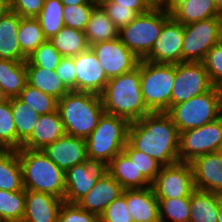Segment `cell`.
I'll return each instance as SVG.
<instances>
[{"label":"cell","mask_w":222,"mask_h":222,"mask_svg":"<svg viewBox=\"0 0 222 222\" xmlns=\"http://www.w3.org/2000/svg\"><path fill=\"white\" fill-rule=\"evenodd\" d=\"M55 72L70 91H76V72L73 57H62Z\"/></svg>","instance_id":"cell-46"},{"label":"cell","mask_w":222,"mask_h":222,"mask_svg":"<svg viewBox=\"0 0 222 222\" xmlns=\"http://www.w3.org/2000/svg\"><path fill=\"white\" fill-rule=\"evenodd\" d=\"M49 40L63 57L76 56L90 47L83 31L67 26Z\"/></svg>","instance_id":"cell-31"},{"label":"cell","mask_w":222,"mask_h":222,"mask_svg":"<svg viewBox=\"0 0 222 222\" xmlns=\"http://www.w3.org/2000/svg\"><path fill=\"white\" fill-rule=\"evenodd\" d=\"M76 74V91L100 95L109 81L99 60L89 47L73 56Z\"/></svg>","instance_id":"cell-16"},{"label":"cell","mask_w":222,"mask_h":222,"mask_svg":"<svg viewBox=\"0 0 222 222\" xmlns=\"http://www.w3.org/2000/svg\"><path fill=\"white\" fill-rule=\"evenodd\" d=\"M101 7L119 30L128 25L138 15L128 7L117 6L115 2H106Z\"/></svg>","instance_id":"cell-45"},{"label":"cell","mask_w":222,"mask_h":222,"mask_svg":"<svg viewBox=\"0 0 222 222\" xmlns=\"http://www.w3.org/2000/svg\"><path fill=\"white\" fill-rule=\"evenodd\" d=\"M175 80V64L140 60V85L144 103L153 112H167Z\"/></svg>","instance_id":"cell-7"},{"label":"cell","mask_w":222,"mask_h":222,"mask_svg":"<svg viewBox=\"0 0 222 222\" xmlns=\"http://www.w3.org/2000/svg\"><path fill=\"white\" fill-rule=\"evenodd\" d=\"M25 211V189L0 190V222H22Z\"/></svg>","instance_id":"cell-35"},{"label":"cell","mask_w":222,"mask_h":222,"mask_svg":"<svg viewBox=\"0 0 222 222\" xmlns=\"http://www.w3.org/2000/svg\"><path fill=\"white\" fill-rule=\"evenodd\" d=\"M46 40L37 18L21 17L18 41L20 49L26 57L31 55Z\"/></svg>","instance_id":"cell-34"},{"label":"cell","mask_w":222,"mask_h":222,"mask_svg":"<svg viewBox=\"0 0 222 222\" xmlns=\"http://www.w3.org/2000/svg\"><path fill=\"white\" fill-rule=\"evenodd\" d=\"M107 2H115L117 6L128 7L137 14H142L151 9L147 0H108Z\"/></svg>","instance_id":"cell-48"},{"label":"cell","mask_w":222,"mask_h":222,"mask_svg":"<svg viewBox=\"0 0 222 222\" xmlns=\"http://www.w3.org/2000/svg\"><path fill=\"white\" fill-rule=\"evenodd\" d=\"M219 43L222 44V12L219 16Z\"/></svg>","instance_id":"cell-55"},{"label":"cell","mask_w":222,"mask_h":222,"mask_svg":"<svg viewBox=\"0 0 222 222\" xmlns=\"http://www.w3.org/2000/svg\"><path fill=\"white\" fill-rule=\"evenodd\" d=\"M41 151L65 172L88 158L86 140L67 134L47 145Z\"/></svg>","instance_id":"cell-17"},{"label":"cell","mask_w":222,"mask_h":222,"mask_svg":"<svg viewBox=\"0 0 222 222\" xmlns=\"http://www.w3.org/2000/svg\"><path fill=\"white\" fill-rule=\"evenodd\" d=\"M88 3L95 5L96 7L102 6L104 3H106L108 0H87Z\"/></svg>","instance_id":"cell-53"},{"label":"cell","mask_w":222,"mask_h":222,"mask_svg":"<svg viewBox=\"0 0 222 222\" xmlns=\"http://www.w3.org/2000/svg\"><path fill=\"white\" fill-rule=\"evenodd\" d=\"M212 87L203 62L176 63L171 106L201 95Z\"/></svg>","instance_id":"cell-11"},{"label":"cell","mask_w":222,"mask_h":222,"mask_svg":"<svg viewBox=\"0 0 222 222\" xmlns=\"http://www.w3.org/2000/svg\"><path fill=\"white\" fill-rule=\"evenodd\" d=\"M125 199L133 222H160L158 199L152 186L125 189Z\"/></svg>","instance_id":"cell-21"},{"label":"cell","mask_w":222,"mask_h":222,"mask_svg":"<svg viewBox=\"0 0 222 222\" xmlns=\"http://www.w3.org/2000/svg\"><path fill=\"white\" fill-rule=\"evenodd\" d=\"M21 17L11 10L0 18V59L26 61L18 41Z\"/></svg>","instance_id":"cell-24"},{"label":"cell","mask_w":222,"mask_h":222,"mask_svg":"<svg viewBox=\"0 0 222 222\" xmlns=\"http://www.w3.org/2000/svg\"><path fill=\"white\" fill-rule=\"evenodd\" d=\"M189 163L196 189L222 195V155L219 152L198 156Z\"/></svg>","instance_id":"cell-18"},{"label":"cell","mask_w":222,"mask_h":222,"mask_svg":"<svg viewBox=\"0 0 222 222\" xmlns=\"http://www.w3.org/2000/svg\"><path fill=\"white\" fill-rule=\"evenodd\" d=\"M151 186L156 198L190 197L196 189L190 163L162 166Z\"/></svg>","instance_id":"cell-12"},{"label":"cell","mask_w":222,"mask_h":222,"mask_svg":"<svg viewBox=\"0 0 222 222\" xmlns=\"http://www.w3.org/2000/svg\"><path fill=\"white\" fill-rule=\"evenodd\" d=\"M11 109L15 121L17 138L23 144L31 136L40 115L18 97L11 98Z\"/></svg>","instance_id":"cell-32"},{"label":"cell","mask_w":222,"mask_h":222,"mask_svg":"<svg viewBox=\"0 0 222 222\" xmlns=\"http://www.w3.org/2000/svg\"><path fill=\"white\" fill-rule=\"evenodd\" d=\"M169 11L171 17L183 25L219 17L221 14L212 0H175Z\"/></svg>","instance_id":"cell-23"},{"label":"cell","mask_w":222,"mask_h":222,"mask_svg":"<svg viewBox=\"0 0 222 222\" xmlns=\"http://www.w3.org/2000/svg\"><path fill=\"white\" fill-rule=\"evenodd\" d=\"M22 168L17 150L0 149V190H23Z\"/></svg>","instance_id":"cell-29"},{"label":"cell","mask_w":222,"mask_h":222,"mask_svg":"<svg viewBox=\"0 0 222 222\" xmlns=\"http://www.w3.org/2000/svg\"><path fill=\"white\" fill-rule=\"evenodd\" d=\"M127 142L162 166L179 161V131L166 112H153L130 122Z\"/></svg>","instance_id":"cell-1"},{"label":"cell","mask_w":222,"mask_h":222,"mask_svg":"<svg viewBox=\"0 0 222 222\" xmlns=\"http://www.w3.org/2000/svg\"><path fill=\"white\" fill-rule=\"evenodd\" d=\"M22 143L17 138L16 126L11 109V98L0 104V149L18 150Z\"/></svg>","instance_id":"cell-37"},{"label":"cell","mask_w":222,"mask_h":222,"mask_svg":"<svg viewBox=\"0 0 222 222\" xmlns=\"http://www.w3.org/2000/svg\"><path fill=\"white\" fill-rule=\"evenodd\" d=\"M26 71L27 84L53 96L57 100L70 91L60 80L55 70H48L37 66H26Z\"/></svg>","instance_id":"cell-30"},{"label":"cell","mask_w":222,"mask_h":222,"mask_svg":"<svg viewBox=\"0 0 222 222\" xmlns=\"http://www.w3.org/2000/svg\"><path fill=\"white\" fill-rule=\"evenodd\" d=\"M108 79L132 71L140 59L133 54L119 37L90 46Z\"/></svg>","instance_id":"cell-14"},{"label":"cell","mask_w":222,"mask_h":222,"mask_svg":"<svg viewBox=\"0 0 222 222\" xmlns=\"http://www.w3.org/2000/svg\"><path fill=\"white\" fill-rule=\"evenodd\" d=\"M218 152L222 155V142H221V145H220V148H219Z\"/></svg>","instance_id":"cell-57"},{"label":"cell","mask_w":222,"mask_h":222,"mask_svg":"<svg viewBox=\"0 0 222 222\" xmlns=\"http://www.w3.org/2000/svg\"><path fill=\"white\" fill-rule=\"evenodd\" d=\"M63 5H80V4H90L87 0H60Z\"/></svg>","instance_id":"cell-51"},{"label":"cell","mask_w":222,"mask_h":222,"mask_svg":"<svg viewBox=\"0 0 222 222\" xmlns=\"http://www.w3.org/2000/svg\"><path fill=\"white\" fill-rule=\"evenodd\" d=\"M9 100V97L5 94L0 86V104Z\"/></svg>","instance_id":"cell-54"},{"label":"cell","mask_w":222,"mask_h":222,"mask_svg":"<svg viewBox=\"0 0 222 222\" xmlns=\"http://www.w3.org/2000/svg\"><path fill=\"white\" fill-rule=\"evenodd\" d=\"M151 8H160L169 10L175 0H147Z\"/></svg>","instance_id":"cell-49"},{"label":"cell","mask_w":222,"mask_h":222,"mask_svg":"<svg viewBox=\"0 0 222 222\" xmlns=\"http://www.w3.org/2000/svg\"><path fill=\"white\" fill-rule=\"evenodd\" d=\"M122 186L108 173L97 180L94 187L76 204L84 210L100 217L106 207L123 193Z\"/></svg>","instance_id":"cell-20"},{"label":"cell","mask_w":222,"mask_h":222,"mask_svg":"<svg viewBox=\"0 0 222 222\" xmlns=\"http://www.w3.org/2000/svg\"><path fill=\"white\" fill-rule=\"evenodd\" d=\"M58 222H100L99 217L79 207L76 203L63 202Z\"/></svg>","instance_id":"cell-44"},{"label":"cell","mask_w":222,"mask_h":222,"mask_svg":"<svg viewBox=\"0 0 222 222\" xmlns=\"http://www.w3.org/2000/svg\"><path fill=\"white\" fill-rule=\"evenodd\" d=\"M157 199L160 222H189L190 197Z\"/></svg>","instance_id":"cell-36"},{"label":"cell","mask_w":222,"mask_h":222,"mask_svg":"<svg viewBox=\"0 0 222 222\" xmlns=\"http://www.w3.org/2000/svg\"><path fill=\"white\" fill-rule=\"evenodd\" d=\"M211 84L222 90V44L216 43L207 53L204 61Z\"/></svg>","instance_id":"cell-42"},{"label":"cell","mask_w":222,"mask_h":222,"mask_svg":"<svg viewBox=\"0 0 222 222\" xmlns=\"http://www.w3.org/2000/svg\"><path fill=\"white\" fill-rule=\"evenodd\" d=\"M108 173L125 189H144L151 184L138 172L134 161L121 151L108 163Z\"/></svg>","instance_id":"cell-25"},{"label":"cell","mask_w":222,"mask_h":222,"mask_svg":"<svg viewBox=\"0 0 222 222\" xmlns=\"http://www.w3.org/2000/svg\"><path fill=\"white\" fill-rule=\"evenodd\" d=\"M62 57L50 40H46L27 57L25 66H37L48 70H55Z\"/></svg>","instance_id":"cell-39"},{"label":"cell","mask_w":222,"mask_h":222,"mask_svg":"<svg viewBox=\"0 0 222 222\" xmlns=\"http://www.w3.org/2000/svg\"><path fill=\"white\" fill-rule=\"evenodd\" d=\"M10 10V0H0V18Z\"/></svg>","instance_id":"cell-50"},{"label":"cell","mask_w":222,"mask_h":222,"mask_svg":"<svg viewBox=\"0 0 222 222\" xmlns=\"http://www.w3.org/2000/svg\"><path fill=\"white\" fill-rule=\"evenodd\" d=\"M218 222H222V195L221 198L219 199V206H218Z\"/></svg>","instance_id":"cell-52"},{"label":"cell","mask_w":222,"mask_h":222,"mask_svg":"<svg viewBox=\"0 0 222 222\" xmlns=\"http://www.w3.org/2000/svg\"><path fill=\"white\" fill-rule=\"evenodd\" d=\"M18 98L32 107L39 115L49 114L57 110V99L29 84L25 85Z\"/></svg>","instance_id":"cell-38"},{"label":"cell","mask_w":222,"mask_h":222,"mask_svg":"<svg viewBox=\"0 0 222 222\" xmlns=\"http://www.w3.org/2000/svg\"><path fill=\"white\" fill-rule=\"evenodd\" d=\"M25 190L48 193L64 200L65 171L56 166L41 150H17Z\"/></svg>","instance_id":"cell-4"},{"label":"cell","mask_w":222,"mask_h":222,"mask_svg":"<svg viewBox=\"0 0 222 222\" xmlns=\"http://www.w3.org/2000/svg\"><path fill=\"white\" fill-rule=\"evenodd\" d=\"M129 126L127 119L104 112L97 126L85 139L87 157L108 164L127 144Z\"/></svg>","instance_id":"cell-5"},{"label":"cell","mask_w":222,"mask_h":222,"mask_svg":"<svg viewBox=\"0 0 222 222\" xmlns=\"http://www.w3.org/2000/svg\"><path fill=\"white\" fill-rule=\"evenodd\" d=\"M89 46L119 37V29L101 6L95 7L84 30Z\"/></svg>","instance_id":"cell-28"},{"label":"cell","mask_w":222,"mask_h":222,"mask_svg":"<svg viewBox=\"0 0 222 222\" xmlns=\"http://www.w3.org/2000/svg\"><path fill=\"white\" fill-rule=\"evenodd\" d=\"M26 84L25 61L0 59V86L9 98L18 97Z\"/></svg>","instance_id":"cell-27"},{"label":"cell","mask_w":222,"mask_h":222,"mask_svg":"<svg viewBox=\"0 0 222 222\" xmlns=\"http://www.w3.org/2000/svg\"><path fill=\"white\" fill-rule=\"evenodd\" d=\"M43 5L44 0H10V10L20 17L36 18Z\"/></svg>","instance_id":"cell-47"},{"label":"cell","mask_w":222,"mask_h":222,"mask_svg":"<svg viewBox=\"0 0 222 222\" xmlns=\"http://www.w3.org/2000/svg\"><path fill=\"white\" fill-rule=\"evenodd\" d=\"M63 199L54 195L25 190V211L22 222H58Z\"/></svg>","instance_id":"cell-19"},{"label":"cell","mask_w":222,"mask_h":222,"mask_svg":"<svg viewBox=\"0 0 222 222\" xmlns=\"http://www.w3.org/2000/svg\"><path fill=\"white\" fill-rule=\"evenodd\" d=\"M220 194L195 189L190 195L189 222H218Z\"/></svg>","instance_id":"cell-26"},{"label":"cell","mask_w":222,"mask_h":222,"mask_svg":"<svg viewBox=\"0 0 222 222\" xmlns=\"http://www.w3.org/2000/svg\"><path fill=\"white\" fill-rule=\"evenodd\" d=\"M63 8L64 5L60 0H44L43 8L36 18L47 40L65 26Z\"/></svg>","instance_id":"cell-33"},{"label":"cell","mask_w":222,"mask_h":222,"mask_svg":"<svg viewBox=\"0 0 222 222\" xmlns=\"http://www.w3.org/2000/svg\"><path fill=\"white\" fill-rule=\"evenodd\" d=\"M179 132L201 127L222 116V90L209 91L171 106L166 112Z\"/></svg>","instance_id":"cell-6"},{"label":"cell","mask_w":222,"mask_h":222,"mask_svg":"<svg viewBox=\"0 0 222 222\" xmlns=\"http://www.w3.org/2000/svg\"><path fill=\"white\" fill-rule=\"evenodd\" d=\"M95 7L93 4L64 5L63 20L65 26L84 32Z\"/></svg>","instance_id":"cell-41"},{"label":"cell","mask_w":222,"mask_h":222,"mask_svg":"<svg viewBox=\"0 0 222 222\" xmlns=\"http://www.w3.org/2000/svg\"><path fill=\"white\" fill-rule=\"evenodd\" d=\"M213 4L216 6V8L222 12V0H212Z\"/></svg>","instance_id":"cell-56"},{"label":"cell","mask_w":222,"mask_h":222,"mask_svg":"<svg viewBox=\"0 0 222 222\" xmlns=\"http://www.w3.org/2000/svg\"><path fill=\"white\" fill-rule=\"evenodd\" d=\"M108 174V164L102 160L87 158L83 163L69 168L65 179L64 202L76 203Z\"/></svg>","instance_id":"cell-13"},{"label":"cell","mask_w":222,"mask_h":222,"mask_svg":"<svg viewBox=\"0 0 222 222\" xmlns=\"http://www.w3.org/2000/svg\"><path fill=\"white\" fill-rule=\"evenodd\" d=\"M219 42V17L184 25L182 62H203Z\"/></svg>","instance_id":"cell-10"},{"label":"cell","mask_w":222,"mask_h":222,"mask_svg":"<svg viewBox=\"0 0 222 222\" xmlns=\"http://www.w3.org/2000/svg\"><path fill=\"white\" fill-rule=\"evenodd\" d=\"M123 152L131 161H134L138 172H140L143 177L152 184L156 176L159 174L162 165L147 154L134 149L128 142L123 148Z\"/></svg>","instance_id":"cell-40"},{"label":"cell","mask_w":222,"mask_h":222,"mask_svg":"<svg viewBox=\"0 0 222 222\" xmlns=\"http://www.w3.org/2000/svg\"><path fill=\"white\" fill-rule=\"evenodd\" d=\"M171 18L167 9L151 8L138 14L128 25L119 30L121 42L140 60L151 51L163 25Z\"/></svg>","instance_id":"cell-8"},{"label":"cell","mask_w":222,"mask_h":222,"mask_svg":"<svg viewBox=\"0 0 222 222\" xmlns=\"http://www.w3.org/2000/svg\"><path fill=\"white\" fill-rule=\"evenodd\" d=\"M65 134L58 110L40 115L31 136L22 144V148L42 150Z\"/></svg>","instance_id":"cell-22"},{"label":"cell","mask_w":222,"mask_h":222,"mask_svg":"<svg viewBox=\"0 0 222 222\" xmlns=\"http://www.w3.org/2000/svg\"><path fill=\"white\" fill-rule=\"evenodd\" d=\"M104 112L137 121L151 113L143 100L140 85V61L132 71L109 79L100 94Z\"/></svg>","instance_id":"cell-2"},{"label":"cell","mask_w":222,"mask_h":222,"mask_svg":"<svg viewBox=\"0 0 222 222\" xmlns=\"http://www.w3.org/2000/svg\"><path fill=\"white\" fill-rule=\"evenodd\" d=\"M100 222H133L131 214L127 209L125 190L122 195L113 200L99 217Z\"/></svg>","instance_id":"cell-43"},{"label":"cell","mask_w":222,"mask_h":222,"mask_svg":"<svg viewBox=\"0 0 222 222\" xmlns=\"http://www.w3.org/2000/svg\"><path fill=\"white\" fill-rule=\"evenodd\" d=\"M65 134L86 139L104 113L100 95L69 91L57 102Z\"/></svg>","instance_id":"cell-3"},{"label":"cell","mask_w":222,"mask_h":222,"mask_svg":"<svg viewBox=\"0 0 222 222\" xmlns=\"http://www.w3.org/2000/svg\"><path fill=\"white\" fill-rule=\"evenodd\" d=\"M222 142V116L201 127L179 132V161L191 162L194 158L218 152Z\"/></svg>","instance_id":"cell-9"},{"label":"cell","mask_w":222,"mask_h":222,"mask_svg":"<svg viewBox=\"0 0 222 222\" xmlns=\"http://www.w3.org/2000/svg\"><path fill=\"white\" fill-rule=\"evenodd\" d=\"M183 37L184 25L171 17L163 25L160 35L144 60L152 63H181Z\"/></svg>","instance_id":"cell-15"}]
</instances>
